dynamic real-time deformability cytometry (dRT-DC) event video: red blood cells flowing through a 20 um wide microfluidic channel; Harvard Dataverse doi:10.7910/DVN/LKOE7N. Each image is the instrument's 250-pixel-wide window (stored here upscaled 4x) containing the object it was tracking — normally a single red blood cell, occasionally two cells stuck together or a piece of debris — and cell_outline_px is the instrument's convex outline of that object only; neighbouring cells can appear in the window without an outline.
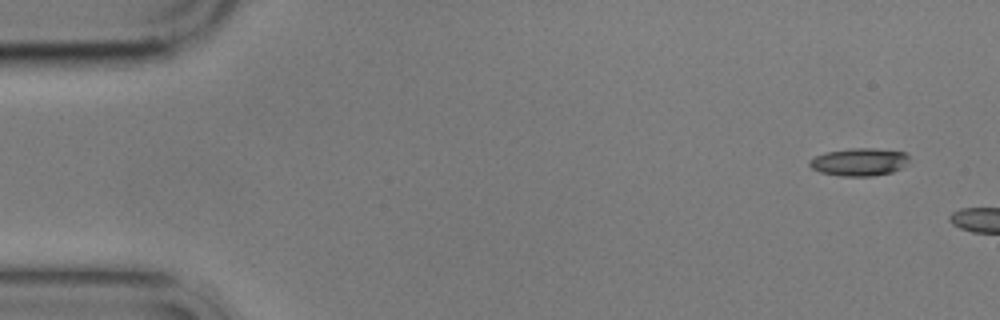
{"species": "common noctule bat (a hibernating species)", "species_latin": "Nyctalus noctula", "temperature_condition": "cold", "stored_images_in_passage": 2, "camera_frame_rate_fps": 3000, "um_per_image_px": 0.085, "animal": {"sex": "male", "body_mass_g": 17.9}, "frame": {"image": 1, "passage_image": 1, "time_ms": 0.0, "image_size_px": [1000, 320], "cell_outline_px": [[908, 164], [892, 172], [872, 176], [840, 176], [820, 172], [812, 168], [808, 164], [808, 160], [824, 152], [852, 148], [872, 148], [904, 152], [908, 156]], "centroid_in_image_um": [73.01, 13.77], "position_along_channel_um": 12.0, "area_um2": 16.13}}